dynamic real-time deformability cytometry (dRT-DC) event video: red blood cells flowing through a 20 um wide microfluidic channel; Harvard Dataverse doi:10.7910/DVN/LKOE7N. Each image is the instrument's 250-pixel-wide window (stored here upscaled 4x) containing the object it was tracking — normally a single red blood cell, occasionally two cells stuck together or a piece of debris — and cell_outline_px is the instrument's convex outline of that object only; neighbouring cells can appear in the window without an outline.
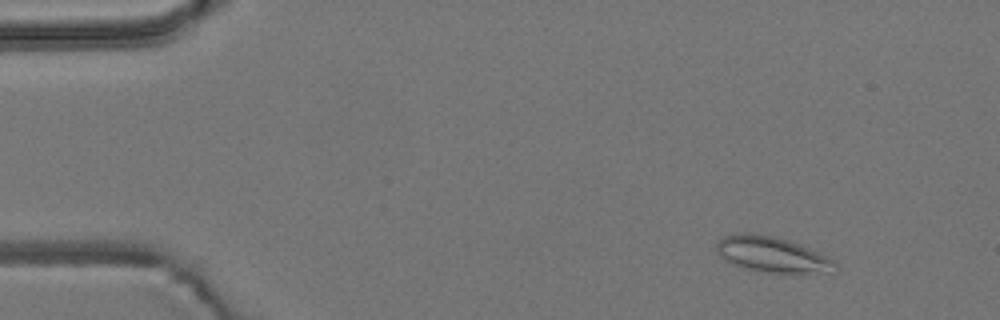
{"species": "common noctule bat (a hibernating species)", "species_latin": "Nyctalus noctula", "temperature_condition": "room temperature", "stored_images_in_passage": 54, "camera_frame_rate_fps": 3000, "um_per_image_px": 0.085, "animal": {"sex": "male", "body_mass_g": 19.2, "forearm_length_mm": 51.8}, "frame": {"image": 1, "passage_image": 7, "time_ms": 2.0, "image_size_px": [1000, 320], "cell_outline_px": [[840, 268], [836, 272], [768, 272], [744, 268], [732, 264], [720, 256], [716, 252], [716, 240], [732, 232], [752, 232], [772, 236], [788, 240], [800, 244], [820, 252], [836, 260]], "centroid_in_image_um": [65.64, 21.61], "position_along_channel_um": 19.4, "area_um2": 25.03}}
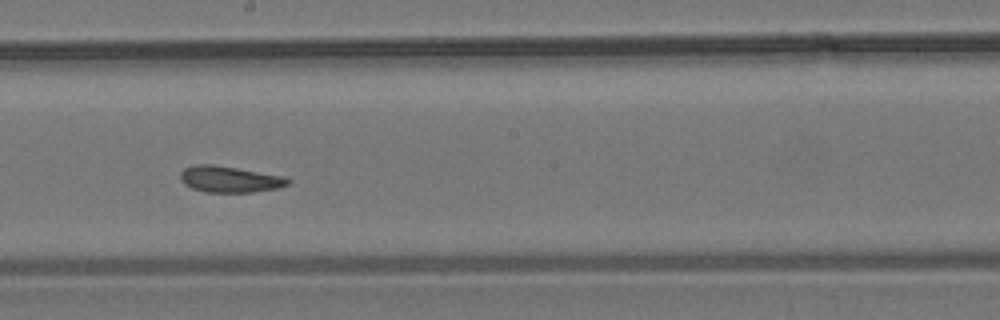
{"frame": {"image": 2, "passage_image": 32, "time_ms": 10.333, "image_size_px": [1000, 320], "cell_outline_px": [[292, 180], [288, 184], [280, 188], [252, 192], [204, 192], [192, 188], [184, 184], [180, 180], [180, 172], [184, 168], [196, 164], [212, 164], [284, 176]], "centroid_in_image_um": [19.51, 15.24], "position_along_channel_um": 228.7, "area_um2": 16.53}}
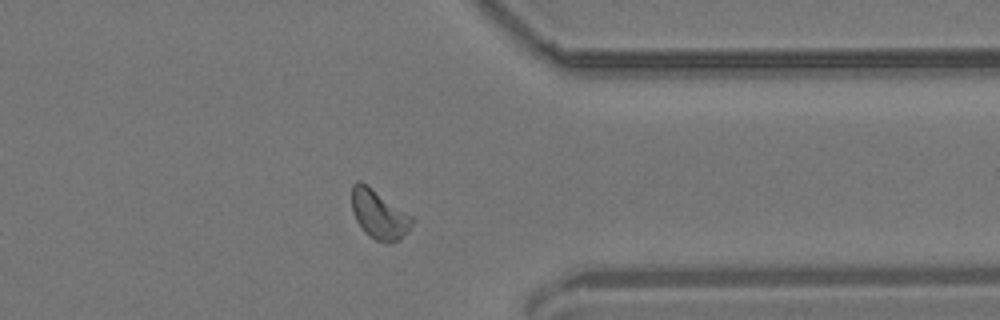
{"frame": {"image": 3, "passage_image": 45, "time_ms": 14.667, "image_size_px": [1000, 320], "cell_outline_px": [[412, 224], [408, 232], [400, 240], [388, 244], [376, 240], [368, 236], [364, 232], [356, 220], [352, 212], [352, 184], [356, 180], [360, 180], [412, 216]], "centroid_in_image_um": [32.2, 18.25], "position_along_channel_um": 379.2, "area_um2": 17.17}, "authors_computed_cell_mechanics": {"area_um2": 16.8776, "velocity_mm_per_s": 3.666, "shape_relaxation_time_tau1_ms": null, "shape_relaxation_time_tau2_ms": 4.0022, "deformation_change_tau1": null, "deformation_change_tau2": 0.0977}}